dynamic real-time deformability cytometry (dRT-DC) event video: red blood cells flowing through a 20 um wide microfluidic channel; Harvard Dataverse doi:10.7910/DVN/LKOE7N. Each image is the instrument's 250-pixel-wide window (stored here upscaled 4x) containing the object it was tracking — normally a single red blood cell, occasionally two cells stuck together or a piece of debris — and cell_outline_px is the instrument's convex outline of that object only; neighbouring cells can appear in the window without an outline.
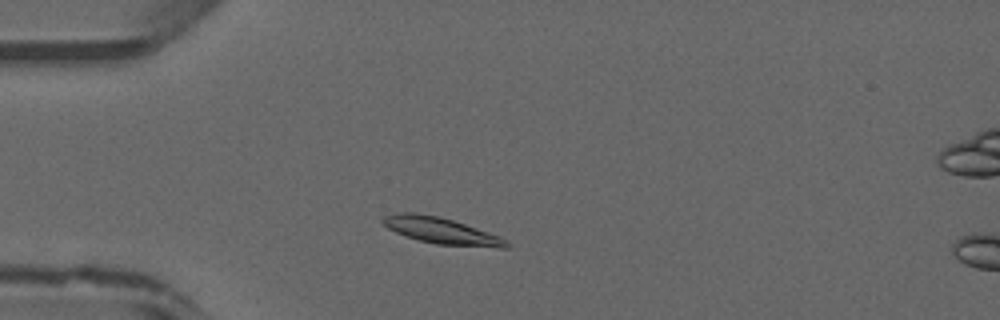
{"species": "common noctule bat (a hibernating species)", "species_latin": "Nyctalus noctula", "temperature_condition": "warm", "stored_images_in_passage": 40, "camera_frame_rate_fps": 3000, "um_per_image_px": 0.085, "animal": {"sex": "male", "forearm_length_mm": 52.5}, "frame": {"image": 1, "passage_image": 6, "time_ms": 1.667, "image_size_px": [1000, 320], "cell_outline_px": [[512, 244], [508, 248], [500, 248], [436, 244], [404, 236], [388, 228], [380, 220], [384, 216], [396, 212], [416, 212], [436, 216], [452, 220], [500, 236], [508, 240]], "centroid_in_image_um": [37.53, 19.61], "position_along_channel_um": 47.5, "area_um2": 19.02}}
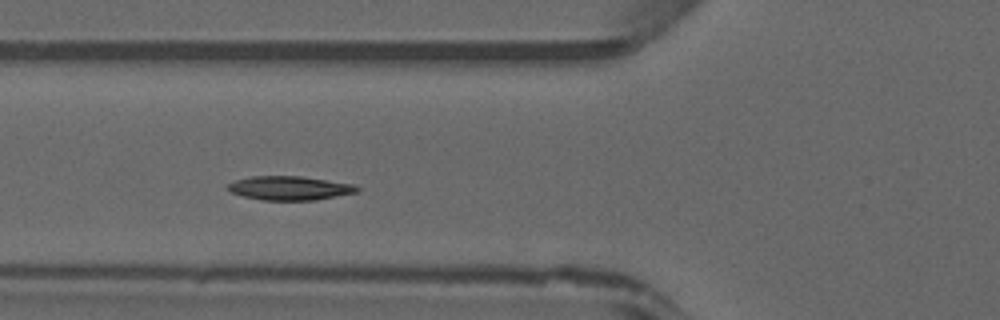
{"frame": {"image": 2, "passage_image": 11, "time_ms": 3.333, "image_size_px": [1000, 320], "cell_outline_px": [[360, 192], [316, 200], [260, 200], [244, 196], [232, 192], [228, 188], [228, 184], [236, 180], [252, 176], [300, 176], [356, 184], [360, 188]], "centroid_in_image_um": [24.7, 15.99], "position_along_channel_um": 101.1, "area_um2": 18.09}}
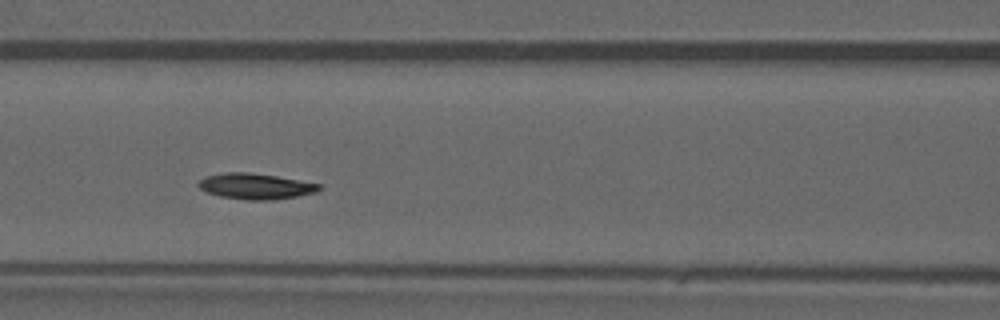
{"frame": {"image": 3, "passage_image": 14, "time_ms": 4.333, "image_size_px": [1000, 320], "cell_outline_px": [[324, 188], [316, 192], [296, 196], [272, 200], [248, 200], [220, 196], [208, 192], [200, 188], [196, 184], [204, 176], [224, 172], [248, 172], [276, 176], [320, 184]], "centroid_in_image_um": [21.71, 15.82], "position_along_channel_um": 144.9, "area_um2": 18.09}}